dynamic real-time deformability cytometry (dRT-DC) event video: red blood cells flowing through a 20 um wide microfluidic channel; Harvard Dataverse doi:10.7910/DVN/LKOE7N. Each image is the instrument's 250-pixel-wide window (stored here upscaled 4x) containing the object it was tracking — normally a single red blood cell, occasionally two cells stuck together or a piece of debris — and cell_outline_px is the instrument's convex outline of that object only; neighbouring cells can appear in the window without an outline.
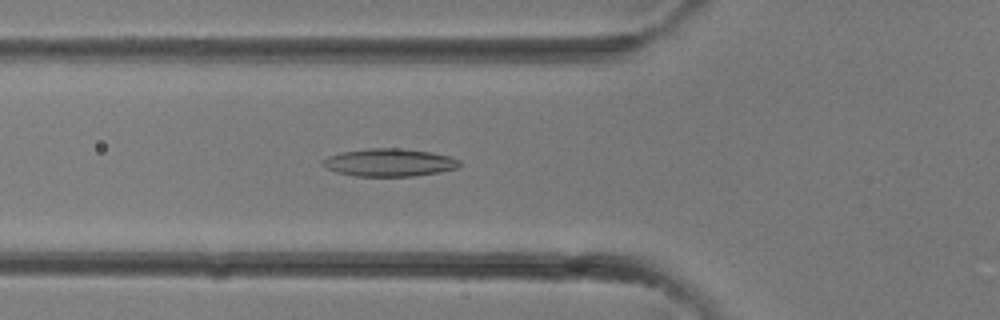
{"species": "common noctule bat (a hibernating species)", "species_latin": "Nyctalus noctula", "temperature_condition": "room temperature", "stored_images_in_passage": 30, "camera_frame_rate_fps": 3000, "um_per_image_px": 0.085, "animal": {"sex": "female"}, "frame": {"image": 1, "passage_image": 10, "time_ms": 3.0, "image_size_px": [1000, 320], "cell_outline_px": [[460, 164], [456, 168], [440, 172], [412, 176], [356, 176], [336, 172], [324, 168], [320, 164], [320, 160], [328, 156], [340, 152], [368, 148], [396, 148], [432, 152], [452, 156], [460, 160]], "centroid_in_image_um": [33.04, 13.81], "position_along_channel_um": 92.8, "area_um2": 22.37}}
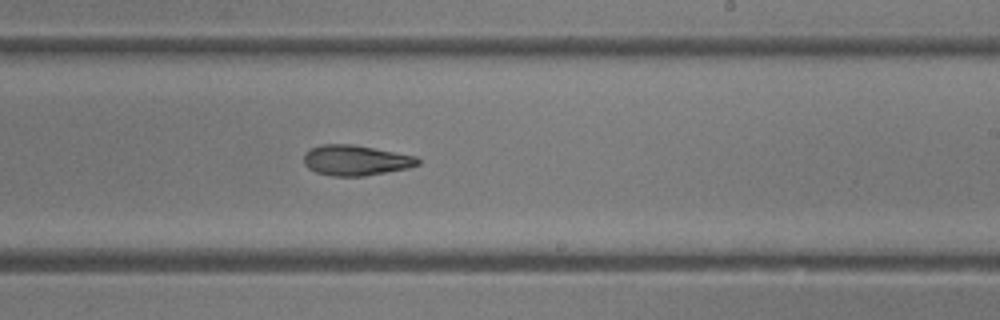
{"frame": {"image": 2, "passage_image": 18, "time_ms": 5.667, "image_size_px": [1000, 320], "cell_outline_px": [[420, 164], [408, 168], [364, 176], [332, 176], [316, 172], [308, 168], [304, 164], [304, 152], [320, 144], [352, 144], [416, 156], [420, 160]], "centroid_in_image_um": [30.22, 13.62], "position_along_channel_um": 258.8, "area_um2": 20.17}}
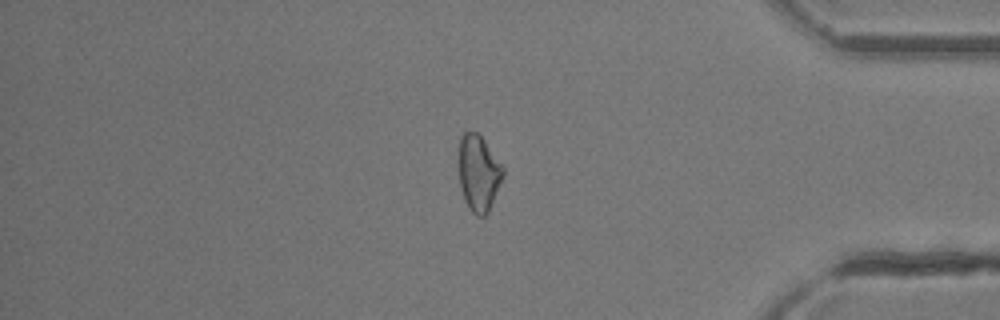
{"frame": {"image": 3, "passage_image": 26, "time_ms": 8.333, "image_size_px": [1000, 320], "cell_outline_px": [[504, 176], [488, 212], [484, 216], [476, 216], [468, 208], [464, 200], [460, 188], [460, 136], [464, 132], [476, 132], [484, 140], [504, 168]], "centroid_in_image_um": [40.69, 14.74], "position_along_channel_um": 394.5, "area_um2": 19.42}}